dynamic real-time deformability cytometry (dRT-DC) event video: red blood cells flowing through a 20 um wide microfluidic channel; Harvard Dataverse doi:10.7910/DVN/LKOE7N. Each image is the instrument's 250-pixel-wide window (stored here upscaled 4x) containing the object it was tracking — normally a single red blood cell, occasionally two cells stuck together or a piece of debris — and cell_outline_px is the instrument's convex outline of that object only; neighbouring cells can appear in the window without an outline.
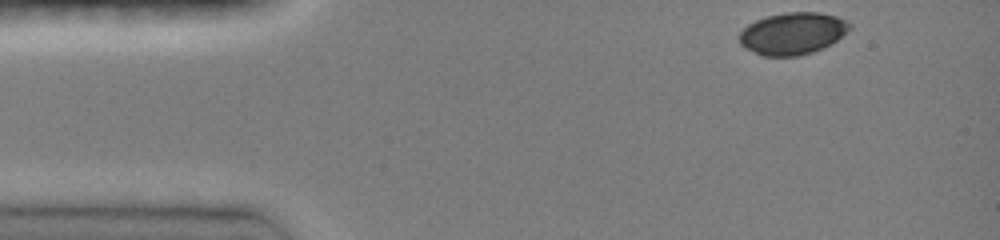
{"species": "common noctule bat (a hibernating species)", "species_latin": "Nyctalus noctula", "temperature_condition": "room temperature", "stored_images_in_passage": 7, "camera_frame_rate_fps": 3000, "um_per_image_px": 0.085, "animal": {"sex": "female", "body_mass_g": 19.0, "forearm_length_mm": 51.5}, "frame": {"image": 1, "passage_image": 1, "time_ms": 0.0, "image_size_px": [1000, 240], "cell_outline_px": [[852, 28], [836, 40], [812, 52], [800, 56], [760, 56], [744, 48], [740, 44], [740, 32], [748, 24], [756, 20], [768, 16], [788, 12], [820, 12], [836, 16], [852, 24]], "centroid_in_image_um": [67.35, 2.85], "position_along_channel_um": 17.6, "area_um2": 26.93}}
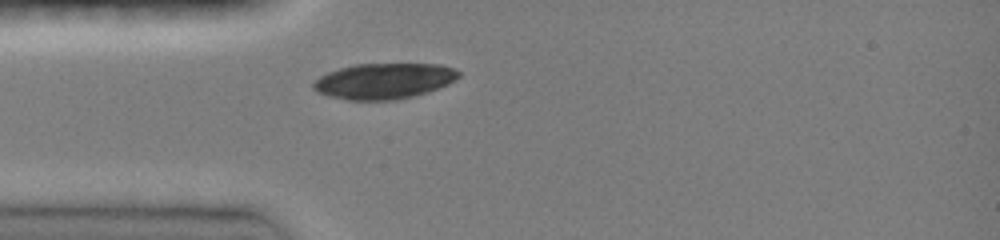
{"frame": {"image": 2, "passage_image": 7, "time_ms": 2.0, "image_size_px": [1000, 240], "cell_outline_px": [[460, 76], [448, 84], [428, 92], [416, 96], [396, 100], [348, 100], [328, 96], [316, 92], [312, 88], [312, 84], [320, 76], [328, 72], [340, 68], [356, 64], [440, 64], [452, 68], [460, 72]], "centroid_in_image_um": [32.63, 6.9], "position_along_channel_um": 52.4, "area_um2": 30.35}}